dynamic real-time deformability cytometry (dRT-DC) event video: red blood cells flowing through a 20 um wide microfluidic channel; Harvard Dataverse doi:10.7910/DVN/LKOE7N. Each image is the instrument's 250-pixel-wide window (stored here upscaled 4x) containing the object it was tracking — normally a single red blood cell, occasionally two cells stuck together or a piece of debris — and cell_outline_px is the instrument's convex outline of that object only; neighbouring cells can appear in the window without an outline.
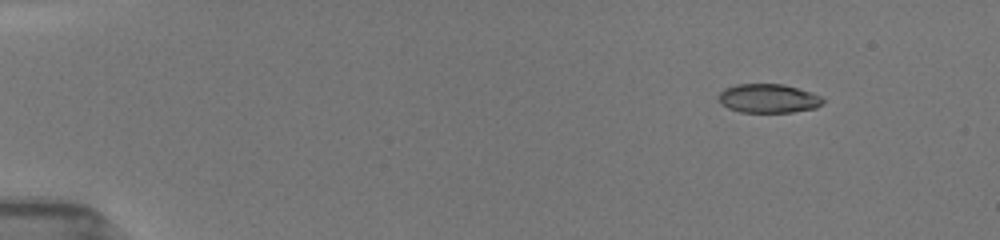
{"species": "common noctule bat (a hibernating species)", "species_latin": "Nyctalus noctula", "temperature_condition": "room temperature", "stored_images_in_passage": 31, "camera_frame_rate_fps": 3000, "um_per_image_px": 0.085, "animal": {"sex": "female", "body_mass_g": 19.5, "forearm_length_mm": 54.1}, "frame": {"image": 1, "passage_image": 2, "time_ms": 1.0, "image_size_px": [1000, 240], "cell_outline_px": [[824, 100], [816, 108], [792, 112], [740, 112], [728, 108], [720, 104], [716, 96], [724, 88], [736, 84], [784, 84], [812, 92], [820, 96]], "centroid_in_image_um": [65.26, 8.36], "position_along_channel_um": 19.7, "area_um2": 17.74}}
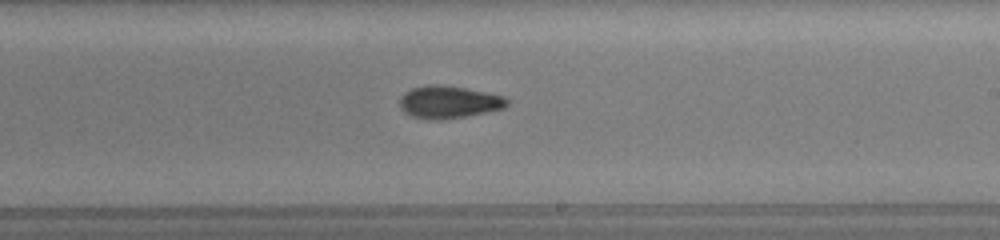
{"frame": {"image": 2, "passage_image": 15, "time_ms": 9.667, "image_size_px": [1000, 240], "cell_outline_px": [[508, 104], [504, 108], [488, 112], [440, 120], [428, 120], [412, 116], [404, 112], [400, 108], [400, 96], [404, 92], [412, 88], [424, 84], [440, 84], [488, 92], [504, 96], [508, 100]], "centroid_in_image_um": [38.12, 8.67], "position_along_channel_um": 250.9, "area_um2": 20.52}}
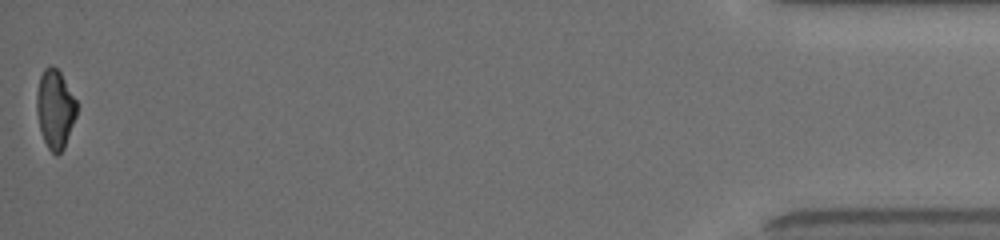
{"frame": {"image": 3, "passage_image": 31, "time_ms": 16.333, "image_size_px": [1000, 240], "cell_outline_px": [[76, 116], [64, 148], [56, 156], [48, 148], [44, 140], [40, 128], [36, 112], [36, 92], [40, 76], [44, 68], [52, 64], [60, 72], [76, 100]], "centroid_in_image_um": [4.66, 9.25], "position_along_channel_um": 430.5, "area_um2": 18.32}, "authors_computed_cell_mechanics": {"area_um2": 19.4208, "velocity_mm_per_s": 3.9745, "shape_relaxation_time_tau1_ms": 5.5728, "shape_relaxation_time_tau2_ms": 2.1857, "deformation_change_tau1": 0.1685, "deformation_change_tau2": 0.0755}}